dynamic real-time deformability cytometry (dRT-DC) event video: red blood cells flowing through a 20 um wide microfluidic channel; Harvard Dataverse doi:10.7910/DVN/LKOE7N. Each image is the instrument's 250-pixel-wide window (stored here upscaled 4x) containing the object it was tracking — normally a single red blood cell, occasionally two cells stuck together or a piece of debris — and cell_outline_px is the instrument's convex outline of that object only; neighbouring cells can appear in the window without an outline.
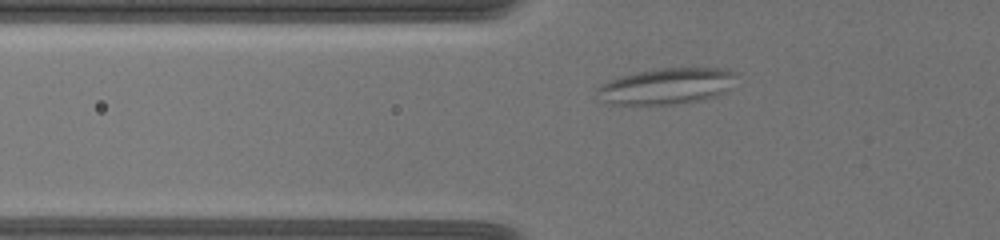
{"species": "common noctule bat (a hibernating species)", "species_latin": "Nyctalus noctula", "temperature_condition": "warm", "stored_images_in_passage": 49, "camera_frame_rate_fps": 3000, "um_per_image_px": 0.085, "animal": {"sex": "female", "body_mass_g": 19.5, "forearm_length_mm": 54.1}, "frame": {"image": 1, "passage_image": 11, "time_ms": 3.333, "image_size_px": [1000, 240], "cell_outline_px": [[740, 72], [732, 88], [716, 96], [700, 100], [676, 104], [608, 104], [600, 100], [596, 92], [596, 88], [600, 84], [608, 80], [620, 76], [636, 72], [664, 68], [728, 68]], "centroid_in_image_um": [56.71, 7.31], "position_along_channel_um": 69.1, "area_um2": 29.82}}
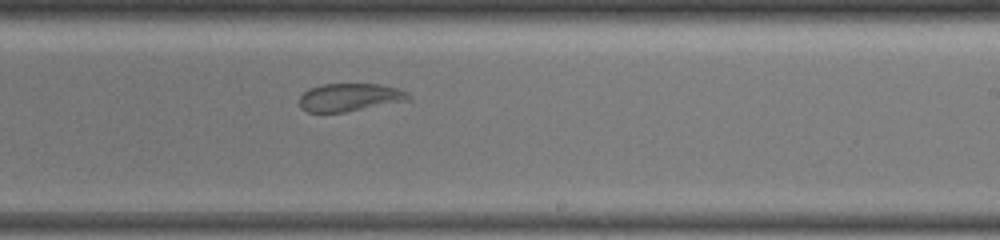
{"frame": {"image": 2, "passage_image": 28, "time_ms": 9.0, "image_size_px": [1000, 240], "cell_outline_px": [[412, 100], [344, 112], [308, 112], [300, 108], [300, 96], [308, 88], [320, 84], [380, 84], [396, 88], [408, 92], [412, 96]], "centroid_in_image_um": [29.75, 8.27], "position_along_channel_um": 259.3, "area_um2": 17.92}}
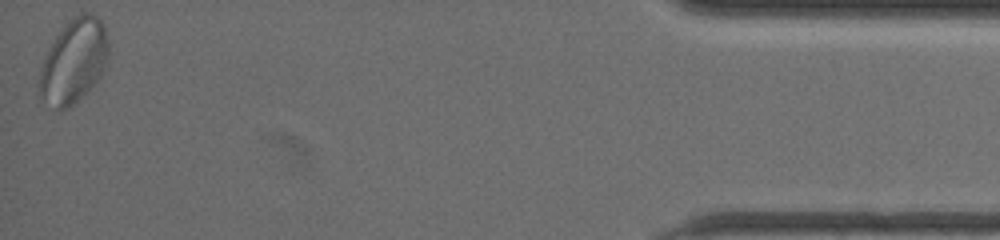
{"frame": {"image": 3, "passage_image": 49, "time_ms": 16.0, "image_size_px": [1000, 240], "cell_outline_px": [[108, 52], [104, 68], [100, 76], [68, 108], [60, 112], [40, 96], [40, 72], [48, 48], [56, 36], [68, 20], [80, 12], [88, 12], [96, 16], [104, 24], [108, 36]], "centroid_in_image_um": [6.28, 5.14], "position_along_channel_um": 428.9, "area_um2": 33.23}, "authors_computed_cell_mechanics": {"area_um2": 25.432, "velocity_mm_per_s": 3.4522, "shape_relaxation_time_tau1_ms": null, "shape_relaxation_time_tau2_ms": 2.137, "deformation_change_tau1": null, "deformation_change_tau2": 0.0781}}